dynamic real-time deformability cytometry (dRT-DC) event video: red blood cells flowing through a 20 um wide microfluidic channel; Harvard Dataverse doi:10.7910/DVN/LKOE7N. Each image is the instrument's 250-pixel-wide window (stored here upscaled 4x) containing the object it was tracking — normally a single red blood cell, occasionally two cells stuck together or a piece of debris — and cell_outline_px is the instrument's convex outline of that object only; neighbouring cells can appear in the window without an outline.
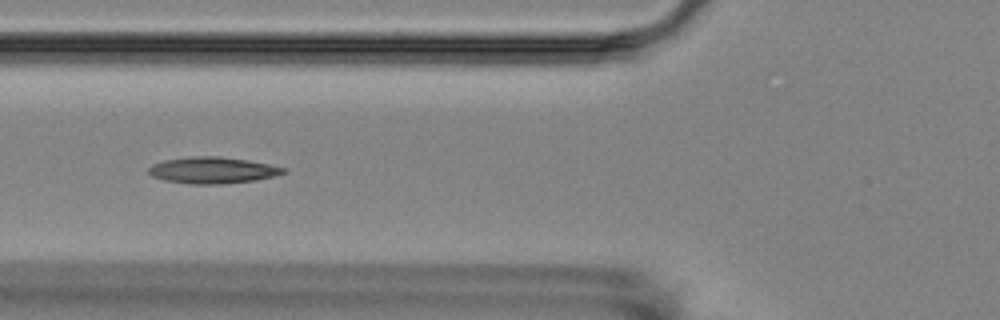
{"species": "Egyptian fruit bat (a non-hibernating species)", "species_latin": "Rousettus aegyptiacus", "temperature_condition": "room temperature", "stored_images_in_passage": 11, "camera_frame_rate_fps": 3000, "um_per_image_px": 0.085, "animal": {"sex": "female"}, "frame": {"image": 1, "passage_image": 7, "time_ms": 7.0, "image_size_px": [1000, 320], "cell_outline_px": [[288, 172], [276, 176], [256, 180], [220, 184], [188, 184], [164, 180], [152, 176], [148, 172], [148, 168], [152, 164], [164, 160], [192, 156], [216, 156], [248, 160], [288, 168]], "centroid_in_image_um": [18.09, 14.47], "position_along_channel_um": 107.7, "area_um2": 20.92}}
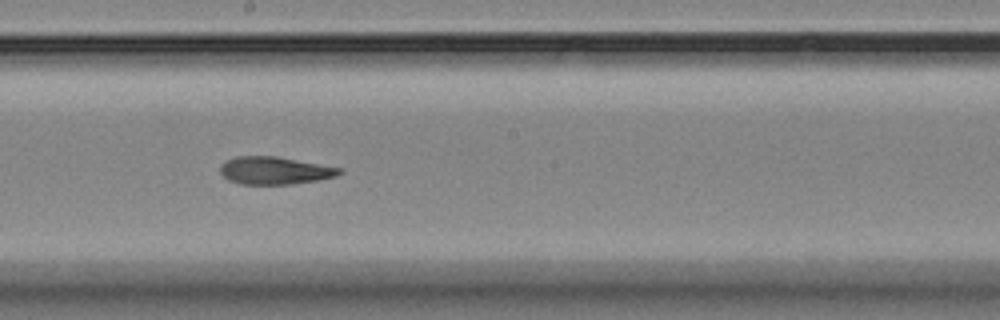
{"frame": {"image": 2, "passage_image": 10, "time_ms": 10.333, "image_size_px": [1000, 320], "cell_outline_px": [[344, 172], [336, 176], [320, 180], [292, 184], [240, 184], [228, 180], [220, 172], [220, 164], [224, 160], [236, 156], [276, 156], [344, 168]], "centroid_in_image_um": [23.37, 14.49], "position_along_channel_um": 224.8, "area_um2": 19.48}}
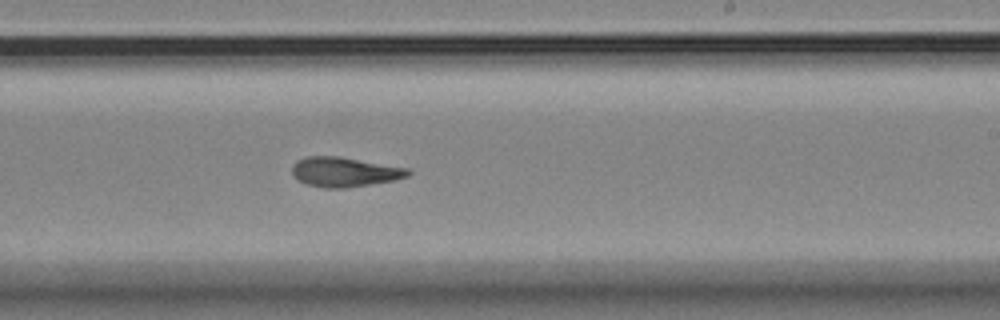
{"frame": {"image": 3, "passage_image": 11, "time_ms": 11.333, "image_size_px": [1000, 320], "cell_outline_px": [[412, 172], [408, 176], [396, 180], [344, 188], [324, 188], [308, 184], [292, 176], [292, 164], [296, 160], [308, 156], [340, 156], [408, 168]], "centroid_in_image_um": [29.28, 14.61], "position_along_channel_um": 259.7, "area_um2": 20.11}}